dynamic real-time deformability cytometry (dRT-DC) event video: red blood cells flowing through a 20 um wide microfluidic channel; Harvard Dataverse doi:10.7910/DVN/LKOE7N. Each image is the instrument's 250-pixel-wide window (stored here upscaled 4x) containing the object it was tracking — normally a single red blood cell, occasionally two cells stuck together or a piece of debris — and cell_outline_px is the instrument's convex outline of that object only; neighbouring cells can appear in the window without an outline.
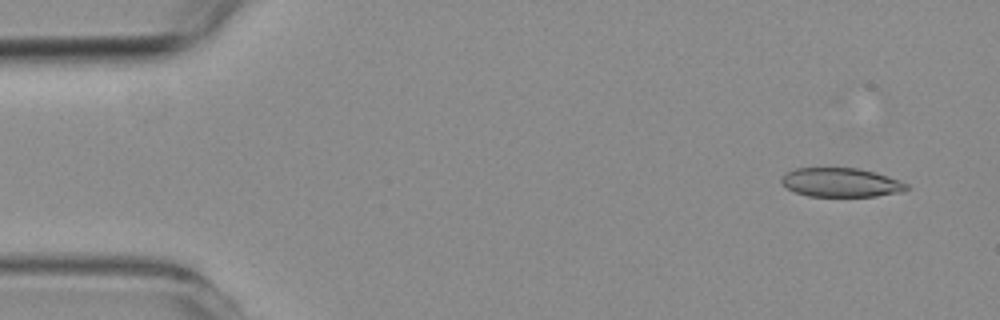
{"species": "common noctule bat (a hibernating species)", "species_latin": "Nyctalus noctula", "temperature_condition": "room temperature", "stored_images_in_passage": 5, "segment_of_instrument_passage": [1, 2], "camera_frame_rate_fps": 3000, "um_per_image_px": 0.085, "animal": {"sex": "female", "body_mass_g": 19.3, "forearm_length_mm": 54.1}, "frame": {"image": 1, "passage_image": 2, "time_ms": 1.0, "image_size_px": [1000, 320], "cell_outline_px": [[908, 188], [900, 192], [876, 196], [808, 196], [796, 192], [788, 188], [780, 180], [780, 176], [784, 172], [796, 168], [860, 168], [908, 184]], "centroid_in_image_um": [71.4, 15.51], "position_along_channel_um": 13.6, "area_um2": 20.87}}